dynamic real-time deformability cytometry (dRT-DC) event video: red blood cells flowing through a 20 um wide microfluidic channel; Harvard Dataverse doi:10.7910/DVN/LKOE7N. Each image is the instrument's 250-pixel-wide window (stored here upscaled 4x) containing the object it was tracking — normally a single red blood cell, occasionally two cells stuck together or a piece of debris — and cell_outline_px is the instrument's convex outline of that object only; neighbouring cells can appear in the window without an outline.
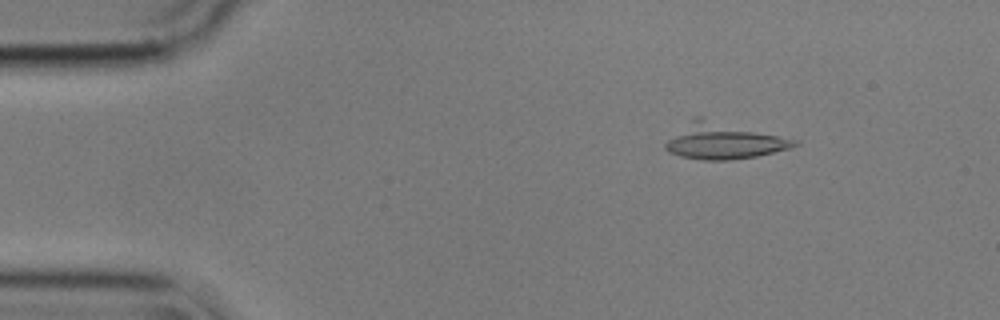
{"species": "common noctule bat (a hibernating species)", "species_latin": "Nyctalus noctula", "temperature_condition": "cold", "stored_images_in_passage": 17, "camera_frame_rate_fps": 3000, "um_per_image_px": 0.085, "animal": {"sex": "male", "body_mass_g": 17.9}, "frame": {"image": 1, "passage_image": 7, "time_ms": 2.0, "image_size_px": [1000, 320], "cell_outline_px": [[800, 144], [788, 148], [756, 156], [728, 160], [700, 160], [680, 156], [668, 152], [664, 148], [664, 144], [692, 116], [704, 116], [800, 140]], "centroid_in_image_um": [61.51, 11.95], "position_along_channel_um": 23.5, "area_um2": 27.51}}